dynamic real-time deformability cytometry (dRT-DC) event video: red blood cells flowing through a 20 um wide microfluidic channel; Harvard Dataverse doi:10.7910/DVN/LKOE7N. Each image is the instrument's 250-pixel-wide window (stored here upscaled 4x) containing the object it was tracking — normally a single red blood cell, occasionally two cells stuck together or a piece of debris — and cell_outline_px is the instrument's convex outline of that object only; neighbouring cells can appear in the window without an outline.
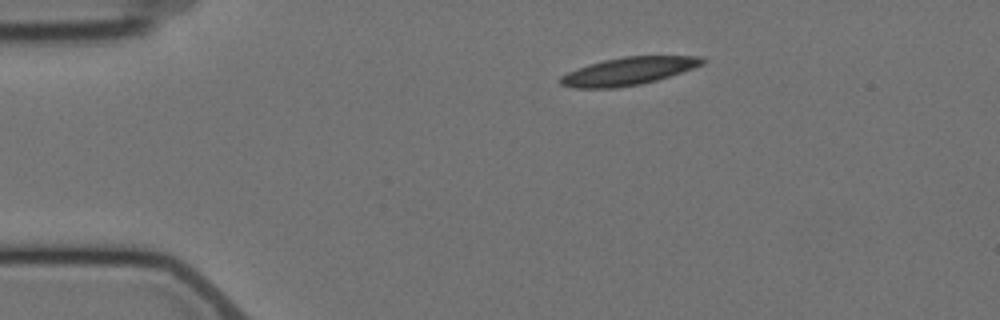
{"species": "Egyptian fruit bat (a non-hibernating species)", "species_latin": "Rousettus aegyptiacus", "temperature_condition": "cold", "stored_images_in_passage": 4, "camera_frame_rate_fps": 3000, "um_per_image_px": 0.085, "animal": {"sex": "female"}, "frame": {"image": 1, "passage_image": 1, "time_ms": 0.0, "image_size_px": [1000, 320], "cell_outline_px": [[708, 60], [704, 64], [656, 80], [640, 84], [616, 88], [572, 88], [560, 84], [560, 76], [568, 72], [604, 60], [624, 56], [700, 56]], "centroid_in_image_um": [53.43, 6.05], "position_along_channel_um": 31.6, "area_um2": 22.66}}
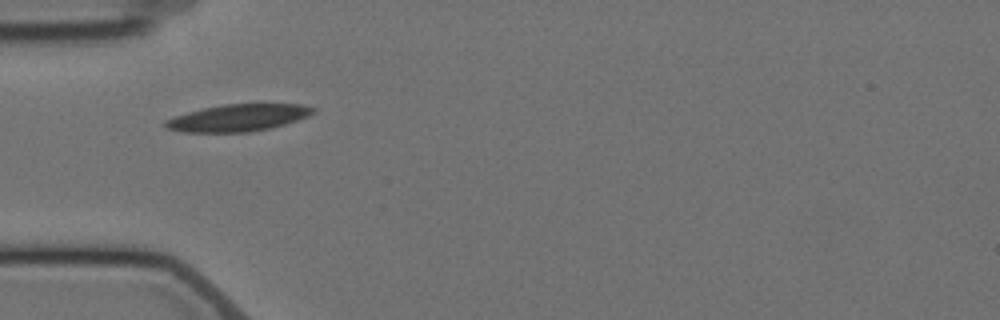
{"frame": {"image": 2, "passage_image": 3, "time_ms": 2.333, "image_size_px": [1000, 320], "cell_outline_px": [[316, 112], [308, 116], [272, 128], [248, 132], [184, 132], [168, 128], [164, 124], [164, 120], [188, 112], [204, 108], [224, 104], [304, 104], [316, 108]], "centroid_in_image_um": [20.28, 10.01], "position_along_channel_um": 64.7, "area_um2": 23.12}}
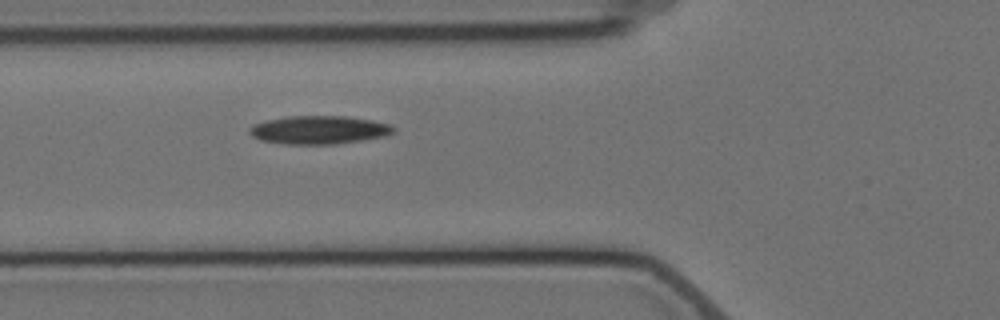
{"frame": {"image": 3, "passage_image": 4, "time_ms": 3.333, "image_size_px": [1000, 320], "cell_outline_px": [[396, 132], [388, 136], [336, 144], [284, 144], [260, 140], [252, 136], [248, 132], [248, 128], [252, 124], [268, 120], [288, 116], [344, 116], [372, 120], [392, 124], [396, 128]], "centroid_in_image_um": [27.15, 11.04], "position_along_channel_um": 98.7, "area_um2": 24.04}}